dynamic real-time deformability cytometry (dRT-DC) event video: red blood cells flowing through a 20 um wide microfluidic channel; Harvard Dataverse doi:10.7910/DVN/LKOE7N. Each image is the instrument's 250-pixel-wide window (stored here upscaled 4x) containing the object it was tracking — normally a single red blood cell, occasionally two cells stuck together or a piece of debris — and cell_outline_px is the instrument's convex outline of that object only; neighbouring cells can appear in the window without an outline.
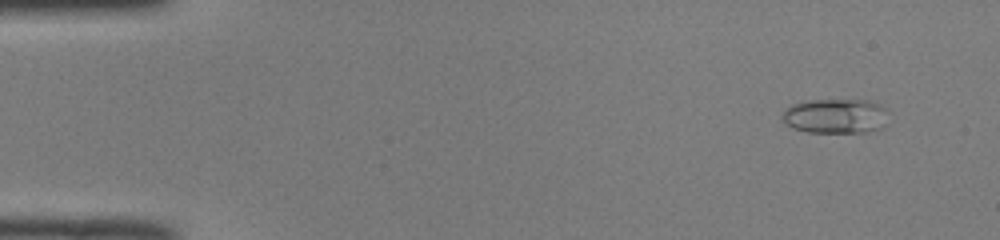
{"species": "common noctule bat (a hibernating species)", "species_latin": "Nyctalus noctula", "temperature_condition": "room temperature", "stored_images_in_passage": 10, "segment_of_instrument_passage": [2, 2], "camera_frame_rate_fps": 3000, "um_per_image_px": 0.085, "animal": {"sex": "male", "body_mass_g": 19.0, "forearm_length_mm": 50.8}, "frame": {"image": 1, "passage_image": 10, "time_ms": 3.0, "image_size_px": [1000, 240], "cell_outline_px": [[888, 124], [884, 128], [868, 132], [808, 132], [792, 128], [780, 116], [792, 104], [804, 100], [868, 100], [880, 104], [884, 108]], "centroid_in_image_um": [71.05, 9.87], "position_along_channel_um": 13.9, "area_um2": 21.62}}